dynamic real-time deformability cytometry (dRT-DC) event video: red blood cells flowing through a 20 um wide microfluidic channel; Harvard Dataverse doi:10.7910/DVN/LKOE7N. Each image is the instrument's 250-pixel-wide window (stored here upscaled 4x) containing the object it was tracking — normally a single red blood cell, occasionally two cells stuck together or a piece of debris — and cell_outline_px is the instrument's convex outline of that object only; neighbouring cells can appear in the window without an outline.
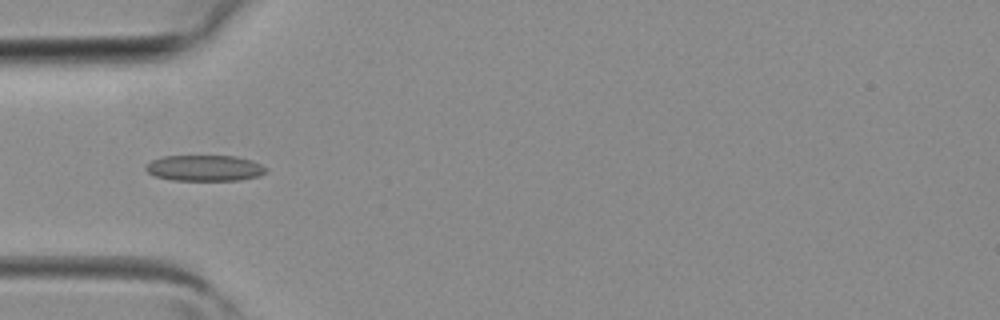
{"species": "common noctule bat (a hibernating species)", "species_latin": "Nyctalus noctula", "temperature_condition": "room temperature", "stored_images_in_passage": 6, "camera_frame_rate_fps": 3000, "um_per_image_px": 0.085, "animal": {"sex": "female", "body_mass_g": 19.3, "forearm_length_mm": 54.1}, "frame": {"image": 1, "passage_image": 4, "time_ms": 1.0, "image_size_px": [1000, 320], "cell_outline_px": [[268, 172], [260, 176], [240, 180], [172, 180], [156, 176], [148, 172], [144, 168], [144, 164], [152, 160], [164, 156], [236, 156], [252, 160], [268, 168]], "centroid_in_image_um": [17.42, 14.28], "position_along_channel_um": 67.6, "area_um2": 18.32}}
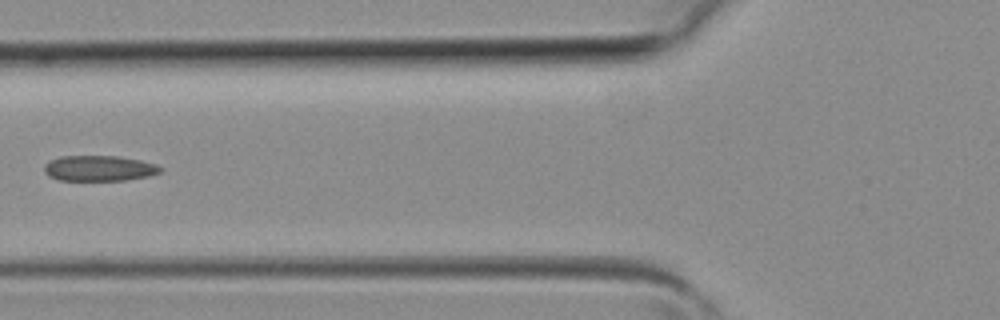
{"frame": {"image": 2, "passage_image": 5, "time_ms": 1.333, "image_size_px": [1000, 320], "cell_outline_px": [[164, 168], [160, 172], [148, 176], [124, 180], [56, 180], [48, 176], [44, 172], [44, 164], [48, 160], [60, 156], [116, 156], [140, 160], [156, 164]], "centroid_in_image_um": [8.38, 14.3], "position_along_channel_um": 117.4, "area_um2": 17.4}}